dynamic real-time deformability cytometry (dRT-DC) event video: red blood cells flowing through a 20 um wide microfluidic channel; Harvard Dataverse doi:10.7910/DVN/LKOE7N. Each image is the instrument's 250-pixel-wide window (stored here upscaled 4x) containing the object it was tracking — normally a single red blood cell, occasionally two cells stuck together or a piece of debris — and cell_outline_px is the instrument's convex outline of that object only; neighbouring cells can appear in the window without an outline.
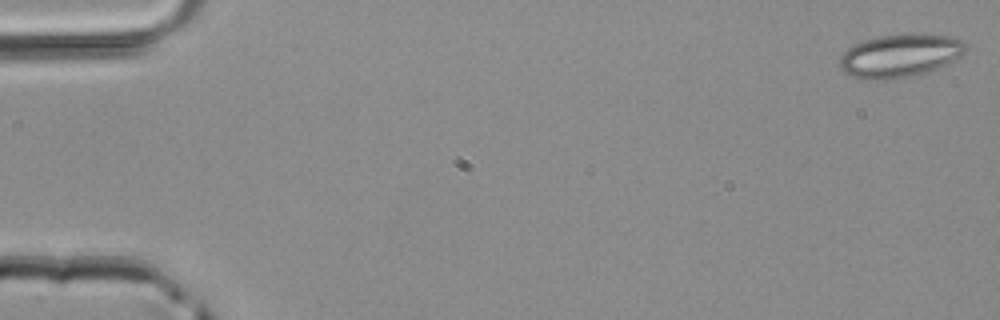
{"species": "common noctule bat (a hibernating species)", "species_latin": "Nyctalus noctula", "temperature_condition": "room temperature", "stored_images_in_passage": 3, "camera_frame_rate_fps": 3000, "um_per_image_px": 0.085, "animal": {"sex": "male", "body_mass_g": 20.4}, "frame": {"image": 1, "passage_image": 1, "time_ms": 0.0, "image_size_px": [1000, 320], "cell_outline_px": [[964, 52], [960, 56], [948, 64], [900, 80], [860, 80], [844, 72], [840, 68], [840, 56], [848, 48], [864, 40], [880, 36], [948, 36], [960, 40], [964, 44]], "centroid_in_image_um": [76.42, 4.8], "position_along_channel_um": 8.6, "area_um2": 30.98}}